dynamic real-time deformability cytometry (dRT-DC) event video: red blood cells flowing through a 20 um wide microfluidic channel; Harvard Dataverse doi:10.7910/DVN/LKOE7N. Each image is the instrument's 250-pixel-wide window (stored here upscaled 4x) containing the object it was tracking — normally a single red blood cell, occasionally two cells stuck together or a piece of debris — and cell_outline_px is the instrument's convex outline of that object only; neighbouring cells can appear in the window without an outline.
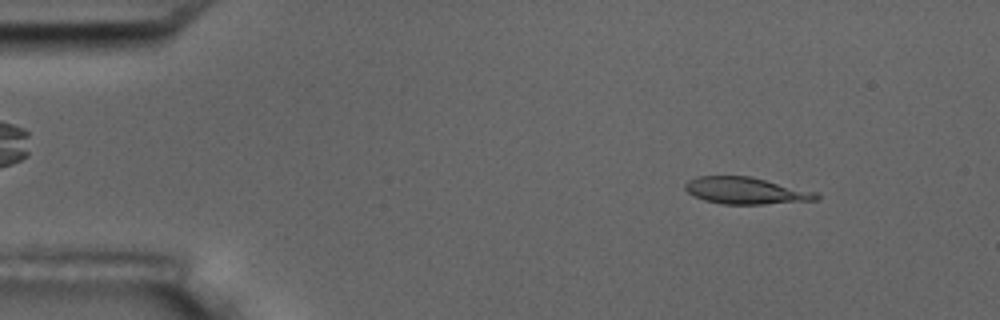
{"species": "common noctule bat (a hibernating species)", "species_latin": "Nyctalus noctula", "temperature_condition": "room temperature", "stored_images_in_passage": 6, "camera_frame_rate_fps": 3000, "um_per_image_px": 0.085, "animal": {"sex": "male", "body_mass_g": 17.5, "forearm_length_mm": 52.3}, "frame": {"image": 1, "passage_image": 3, "time_ms": 2.333, "image_size_px": [1000, 320], "cell_outline_px": [[820, 200], [764, 204], [724, 204], [704, 200], [688, 192], [684, 188], [684, 184], [688, 180], [696, 176], [752, 176], [816, 192], [820, 196]], "centroid_in_image_um": [63.42, 16.2], "position_along_channel_um": 21.6, "area_um2": 20.58}}